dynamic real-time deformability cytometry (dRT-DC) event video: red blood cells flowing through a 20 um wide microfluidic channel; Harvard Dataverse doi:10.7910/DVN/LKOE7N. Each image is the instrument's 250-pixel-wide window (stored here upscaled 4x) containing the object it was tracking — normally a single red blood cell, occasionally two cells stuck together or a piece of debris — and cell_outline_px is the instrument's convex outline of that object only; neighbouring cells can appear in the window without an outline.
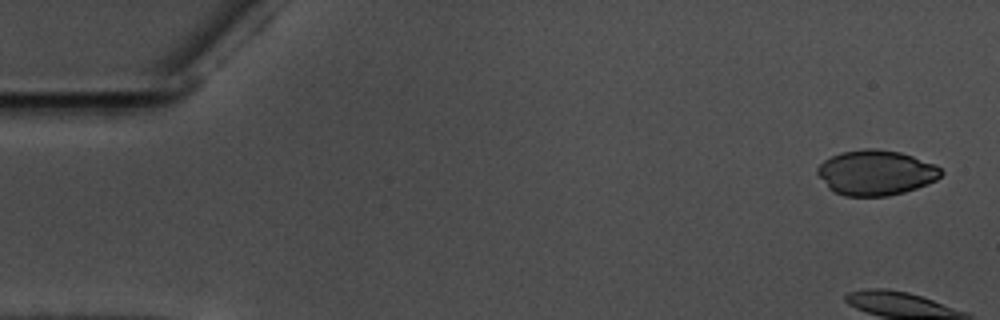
{"species": "common noctule bat (a hibernating species)", "species_latin": "Nyctalus noctula", "temperature_condition": "warm", "stored_images_in_passage": 7, "camera_frame_rate_fps": 3000, "um_per_image_px": 0.085, "animal": {"sex": "male", "body_mass_g": 17.5, "forearm_length_mm": 52.3}, "frame": {"image": 1, "passage_image": 2, "time_ms": 0.333, "image_size_px": [1000, 320], "cell_outline_px": [[944, 172], [936, 180], [916, 188], [904, 192], [888, 196], [844, 196], [828, 188], [816, 172], [816, 168], [824, 160], [840, 152], [864, 148], [876, 148], [900, 152], [936, 164]], "centroid_in_image_um": [74.44, 14.67], "position_along_channel_um": 10.6, "area_um2": 32.6}}